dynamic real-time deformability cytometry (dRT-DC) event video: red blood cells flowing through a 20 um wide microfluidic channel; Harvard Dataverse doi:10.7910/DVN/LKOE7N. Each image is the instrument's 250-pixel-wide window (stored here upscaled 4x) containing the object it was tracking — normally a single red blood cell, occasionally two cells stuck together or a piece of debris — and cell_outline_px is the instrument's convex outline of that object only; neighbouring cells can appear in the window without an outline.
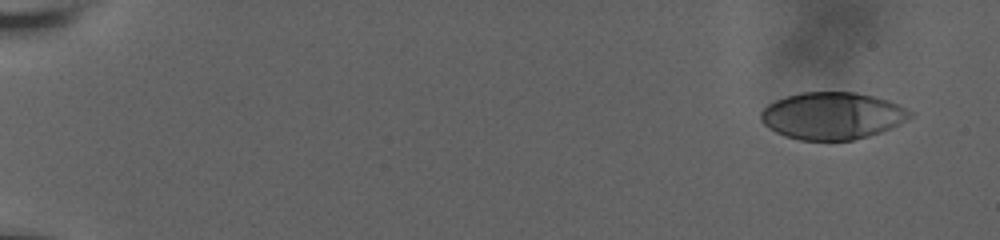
{"species": "human", "species_latin": "Homo sapiens", "temperature_condition": "room temperature", "stored_images_in_passage": 7, "camera_frame_rate_fps": 3000, "um_per_image_px": 0.085, "donor": {"sex": "male"}, "frame": {"image": 1, "passage_image": 1, "time_ms": 0.0, "image_size_px": [1000, 240], "cell_outline_px": [[916, 112], [908, 120], [892, 128], [868, 136], [852, 140], [800, 140], [776, 132], [768, 128], [760, 120], [760, 112], [768, 104], [776, 100], [800, 92], [856, 92], [888, 100]], "centroid_in_image_um": [70.78, 9.84], "position_along_channel_um": 14.2, "area_um2": 41.1}}
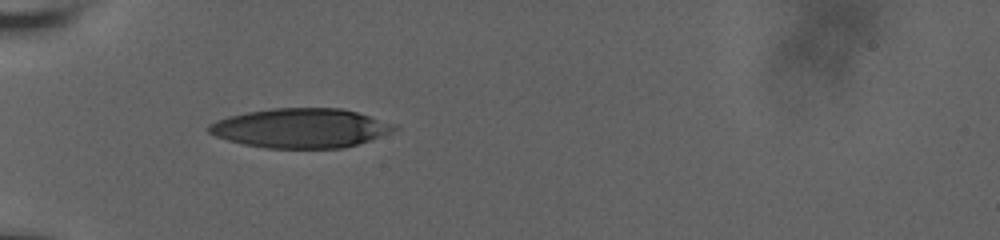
{"frame": {"image": 2, "passage_image": 6, "time_ms": 5.667, "image_size_px": [1000, 240], "cell_outline_px": [[400, 128], [368, 140], [344, 148], [264, 148], [244, 144], [228, 140], [216, 136], [208, 132], [208, 124], [216, 120], [228, 116], [248, 112], [272, 108], [340, 108], [356, 112], [400, 124]], "centroid_in_image_um": [25.57, 10.88], "position_along_channel_um": 59.4, "area_um2": 42.6}}